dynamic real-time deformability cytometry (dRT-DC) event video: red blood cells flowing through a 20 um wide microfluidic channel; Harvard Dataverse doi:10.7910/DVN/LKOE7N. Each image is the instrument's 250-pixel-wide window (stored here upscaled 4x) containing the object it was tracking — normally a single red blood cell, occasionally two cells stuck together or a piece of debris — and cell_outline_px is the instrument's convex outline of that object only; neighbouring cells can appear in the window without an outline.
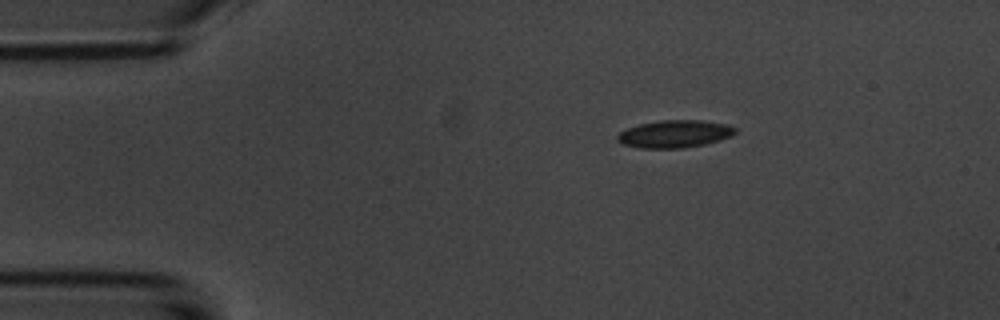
{"species": "common noctule bat (a hibernating species)", "species_latin": "Nyctalus noctula", "temperature_condition": "room temperature", "stored_images_in_passage": 4, "camera_frame_rate_fps": 3000, "um_per_image_px": 0.085, "animal": {"sex": "male", "body_mass_g": 20.1, "forearm_length_mm": 53.5}, "frame": {"image": 1, "passage_image": 1, "time_ms": 0.0, "image_size_px": [1000, 320], "cell_outline_px": [[736, 132], [732, 136], [720, 140], [704, 144], [684, 148], [640, 148], [624, 144], [616, 140], [616, 136], [620, 132], [628, 128], [640, 124], [660, 120], [704, 120], [728, 124], [736, 128]], "centroid_in_image_um": [57.37, 11.38], "position_along_channel_um": 27.6, "area_um2": 18.96}}
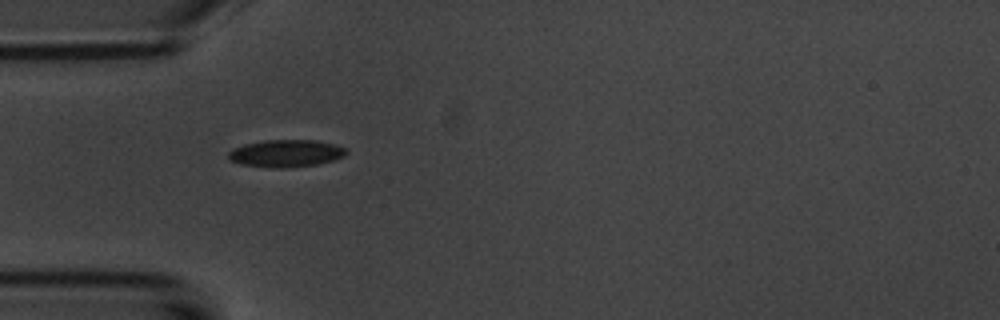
{"frame": {"image": 2, "passage_image": 3, "time_ms": 2.333, "image_size_px": [1000, 320], "cell_outline_px": [[348, 152], [344, 156], [336, 160], [316, 164], [284, 168], [268, 168], [240, 164], [228, 160], [228, 152], [232, 148], [244, 144], [264, 140], [316, 140], [336, 144], [344, 148]], "centroid_in_image_um": [24.28, 13.04], "position_along_channel_um": 60.7, "area_um2": 19.02}}
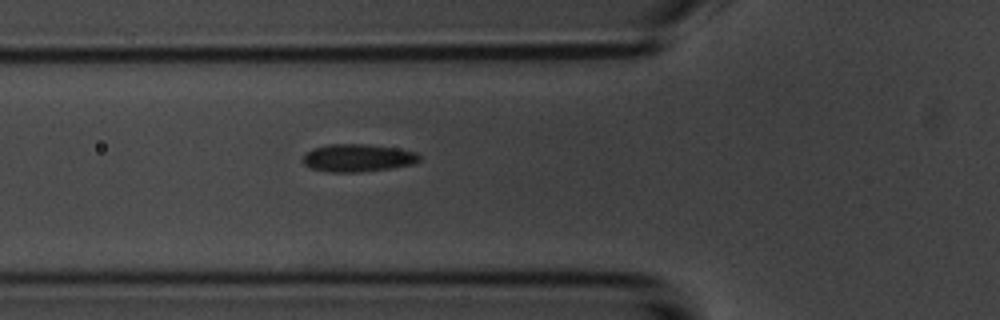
{"frame": {"image": 3, "passage_image": 4, "time_ms": 3.333, "image_size_px": [1000, 320], "cell_outline_px": [[420, 160], [412, 164], [392, 168], [360, 172], [332, 172], [312, 168], [304, 164], [304, 156], [312, 148], [328, 144], [364, 144], [396, 148], [416, 152], [420, 156]], "centroid_in_image_um": [30.43, 13.42], "position_along_channel_um": 95.4, "area_um2": 18.61}}